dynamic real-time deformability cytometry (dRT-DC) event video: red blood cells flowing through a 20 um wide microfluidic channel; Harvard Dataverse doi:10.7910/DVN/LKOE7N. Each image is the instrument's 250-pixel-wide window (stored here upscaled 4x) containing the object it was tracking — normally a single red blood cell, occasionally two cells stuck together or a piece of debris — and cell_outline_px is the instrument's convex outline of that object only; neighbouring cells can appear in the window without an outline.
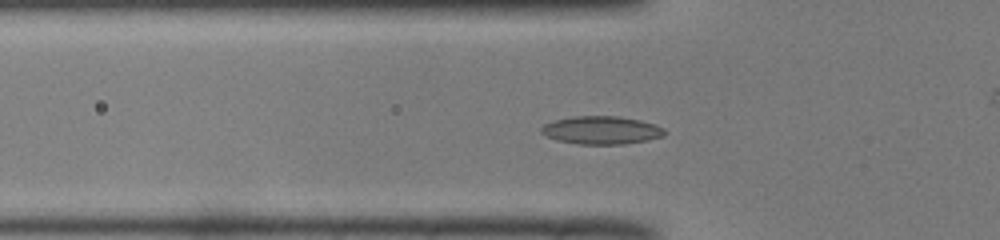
{"species": "common noctule bat (a hibernating species)", "species_latin": "Nyctalus noctula", "temperature_condition": "room temperature", "stored_images_in_passage": 49, "camera_frame_rate_fps": 3000, "um_per_image_px": 0.085, "animal": {"sex": "male", "body_mass_g": 19.0, "forearm_length_mm": 50.8}, "frame": {"image": 1, "passage_image": 14, "time_ms": 4.333, "image_size_px": [1000, 240], "cell_outline_px": [[668, 132], [664, 136], [648, 140], [624, 144], [576, 144], [556, 140], [540, 132], [540, 128], [544, 124], [556, 120], [572, 116], [616, 116], [640, 120], [656, 124], [664, 128]], "centroid_in_image_um": [51.15, 11.07], "position_along_channel_um": 74.6, "area_um2": 20.29}}
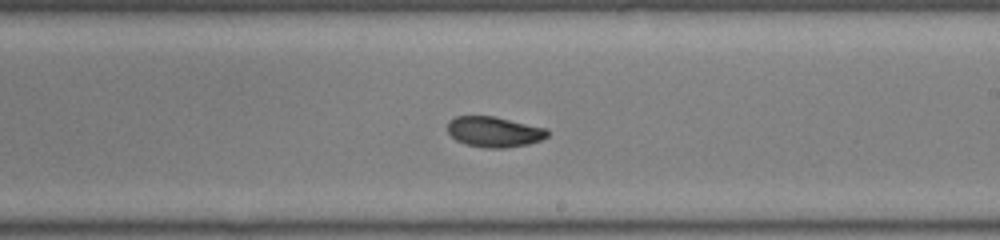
{"frame": {"image": 2, "passage_image": 27, "time_ms": 8.667, "image_size_px": [1000, 240], "cell_outline_px": [[548, 136], [540, 140], [528, 144], [504, 148], [484, 148], [468, 144], [456, 140], [448, 132], [448, 120], [456, 116], [492, 116], [544, 128], [548, 132]], "centroid_in_image_um": [41.96, 11.21], "position_along_channel_um": 247.0, "area_um2": 17.46}}
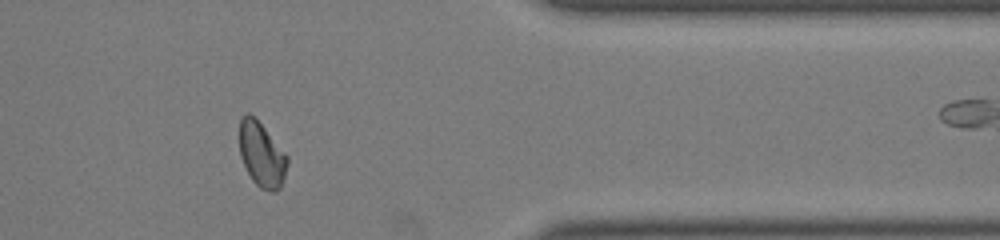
{"frame": {"image": 3, "passage_image": 39, "time_ms": 12.667, "image_size_px": [1000, 240], "cell_outline_px": [[288, 164], [280, 188], [276, 192], [272, 192], [260, 188], [252, 180], [240, 156], [240, 120], [248, 112], [256, 116], [288, 156]], "centroid_in_image_um": [22.25, 13.12], "position_along_channel_um": 389.1, "area_um2": 18.15}, "authors_computed_cell_mechanics": {"area_um2": 18.0336, "velocity_mm_per_s": 3.9866, "shape_relaxation_time_tau1_ms": null, "shape_relaxation_time_tau2_ms": 2.3233, "deformation_change_tau1": null, "deformation_change_tau2": 0.0525}}